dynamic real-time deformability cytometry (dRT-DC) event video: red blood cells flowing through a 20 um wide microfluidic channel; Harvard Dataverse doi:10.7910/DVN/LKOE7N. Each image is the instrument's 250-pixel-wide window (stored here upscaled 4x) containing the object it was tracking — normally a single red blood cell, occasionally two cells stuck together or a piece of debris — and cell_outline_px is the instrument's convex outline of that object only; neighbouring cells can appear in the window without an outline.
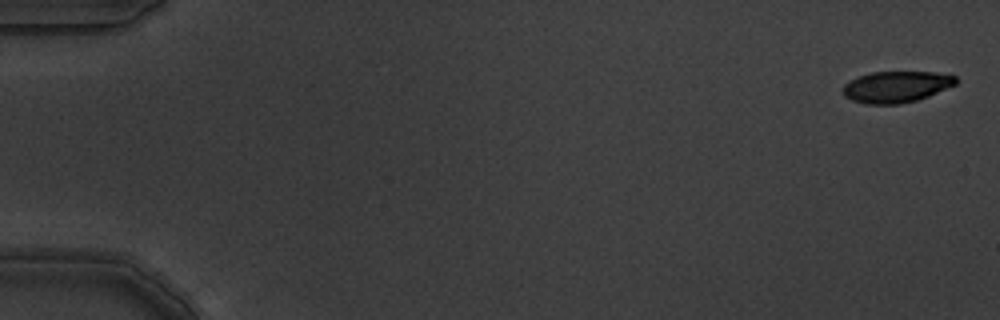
{"species": "common noctule bat (a hibernating species)", "species_latin": "Nyctalus noctula", "temperature_condition": "warm", "stored_images_in_passage": 15, "camera_frame_rate_fps": 3000, "um_per_image_px": 0.085, "animal": {"sex": "male", "body_mass_g": 19.5, "forearm_length_mm": 54.6}, "frame": {"image": 1, "passage_image": 1, "time_ms": 0.0, "image_size_px": [1000, 320], "cell_outline_px": [[956, 84], [928, 96], [916, 100], [900, 104], [868, 104], [852, 100], [844, 96], [840, 92], [840, 88], [848, 80], [872, 72], [936, 72], [956, 76]], "centroid_in_image_um": [76.12, 7.38], "position_along_channel_um": 8.9, "area_um2": 20.69}}
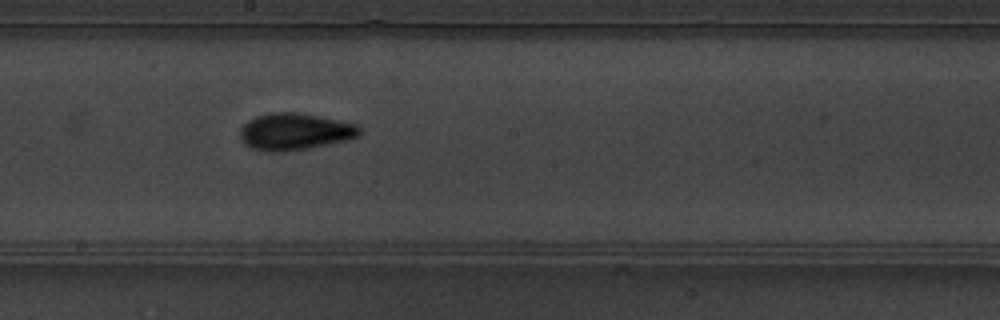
{"frame": {"image": 2, "passage_image": 9, "time_ms": 2.667, "image_size_px": [1000, 320], "cell_outline_px": [[360, 136], [348, 140], [308, 148], [284, 152], [272, 152], [252, 148], [244, 144], [240, 136], [240, 128], [248, 120], [256, 116], [272, 112], [296, 112], [320, 116], [340, 120], [356, 124], [360, 128]], "centroid_in_image_um": [25.06, 11.18], "position_along_channel_um": 223.1, "area_um2": 25.78}}
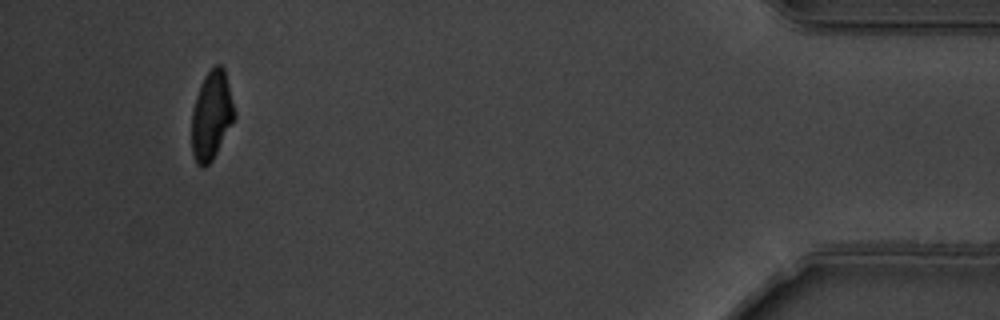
{"frame": {"image": 3, "passage_image": 14, "time_ms": 4.333, "image_size_px": [1000, 320], "cell_outline_px": [[236, 116], [212, 160], [204, 168], [200, 168], [196, 164], [192, 152], [192, 112], [196, 96], [200, 84], [204, 76], [216, 64], [220, 64], [224, 68], [236, 112]], "centroid_in_image_um": [17.98, 9.82], "position_along_channel_um": 417.2, "area_um2": 22.08}}